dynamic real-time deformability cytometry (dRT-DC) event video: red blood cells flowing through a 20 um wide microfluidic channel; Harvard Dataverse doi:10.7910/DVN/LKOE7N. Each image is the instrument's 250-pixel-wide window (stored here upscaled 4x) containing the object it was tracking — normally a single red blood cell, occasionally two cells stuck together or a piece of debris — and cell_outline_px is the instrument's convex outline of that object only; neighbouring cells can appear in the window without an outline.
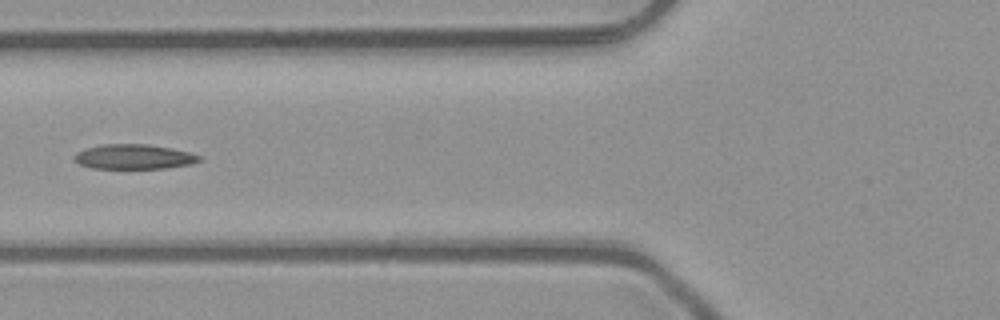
{"species": "common noctule bat (a hibernating species)", "species_latin": "Nyctalus noctula", "temperature_condition": "room temperature", "stored_images_in_passage": 8, "camera_frame_rate_fps": 3000, "um_per_image_px": 0.085, "animal": {"sex": "male", "body_mass_g": 23.1, "forearm_length_mm": 52.7}, "frame": {"image": 1, "passage_image": 6, "time_ms": 1.667, "image_size_px": [1000, 320], "cell_outline_px": [[204, 160], [192, 164], [164, 168], [92, 168], [80, 164], [72, 160], [72, 156], [76, 152], [84, 148], [100, 144], [148, 144], [172, 148], [188, 152], [200, 156]], "centroid_in_image_um": [11.35, 13.31], "position_along_channel_um": 114.5, "area_um2": 18.26}}
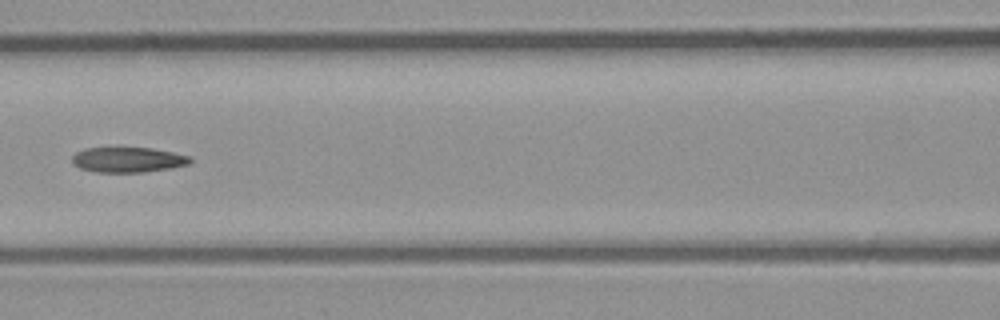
{"frame": {"image": 2, "passage_image": 7, "time_ms": 2.0, "image_size_px": [1000, 320], "cell_outline_px": [[192, 164], [144, 172], [96, 172], [80, 168], [72, 164], [72, 156], [76, 152], [84, 148], [152, 148], [192, 156]], "centroid_in_image_um": [10.89, 13.58], "position_along_channel_um": 155.7, "area_um2": 17.4}}
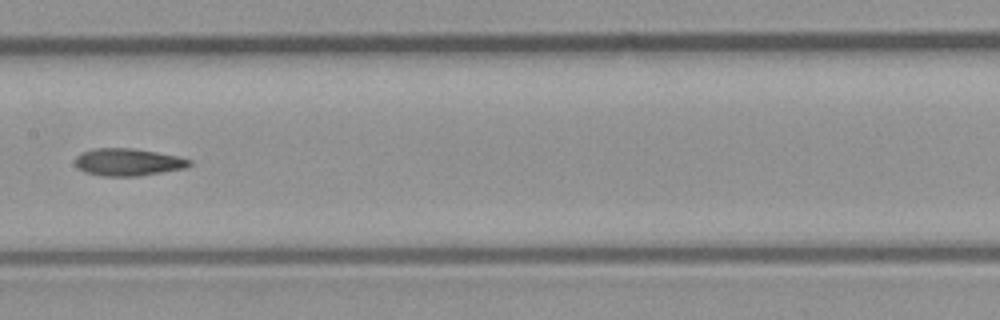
{"frame": {"image": 3, "passage_image": 8, "time_ms": 2.333, "image_size_px": [1000, 320], "cell_outline_px": [[192, 164], [184, 168], [140, 176], [104, 176], [84, 172], [76, 164], [76, 156], [84, 152], [96, 148], [132, 148], [156, 152], [176, 156], [192, 160]], "centroid_in_image_um": [10.9, 13.78], "position_along_channel_um": 196.5, "area_um2": 17.98}}